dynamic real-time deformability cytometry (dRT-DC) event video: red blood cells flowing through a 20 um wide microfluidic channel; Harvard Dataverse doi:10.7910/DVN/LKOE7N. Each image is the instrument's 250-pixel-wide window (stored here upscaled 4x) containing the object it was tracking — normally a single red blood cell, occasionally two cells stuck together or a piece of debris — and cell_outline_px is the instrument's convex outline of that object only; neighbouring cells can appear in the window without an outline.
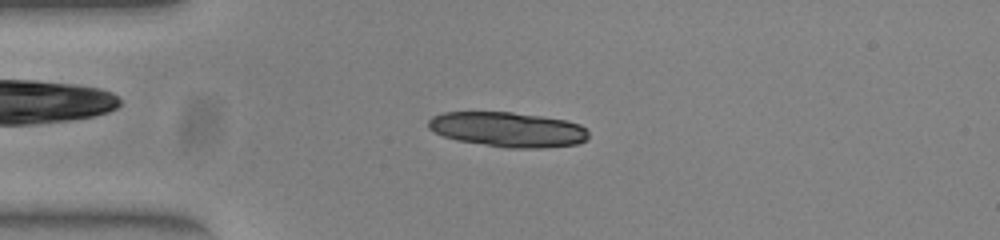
{"species": "common noctule bat (a hibernating species)", "species_latin": "Nyctalus noctula", "temperature_condition": "warm", "stored_images_in_passage": 40, "camera_frame_rate_fps": 3000, "um_per_image_px": 0.085, "animal": {"sex": "female", "body_mass_g": 23.0, "forearm_length_mm": 53.4}, "frame": {"image": 1, "passage_image": 1, "time_ms": 0.0, "image_size_px": [1000, 240], "cell_outline_px": [[588, 140], [576, 144], [544, 148], [504, 148], [456, 140], [444, 136], [428, 128], [428, 120], [432, 116], [444, 112], [512, 112], [568, 120], [580, 124], [588, 132]], "centroid_in_image_um": [43.18, 11.01], "position_along_channel_um": 41.8, "area_um2": 32.77}}